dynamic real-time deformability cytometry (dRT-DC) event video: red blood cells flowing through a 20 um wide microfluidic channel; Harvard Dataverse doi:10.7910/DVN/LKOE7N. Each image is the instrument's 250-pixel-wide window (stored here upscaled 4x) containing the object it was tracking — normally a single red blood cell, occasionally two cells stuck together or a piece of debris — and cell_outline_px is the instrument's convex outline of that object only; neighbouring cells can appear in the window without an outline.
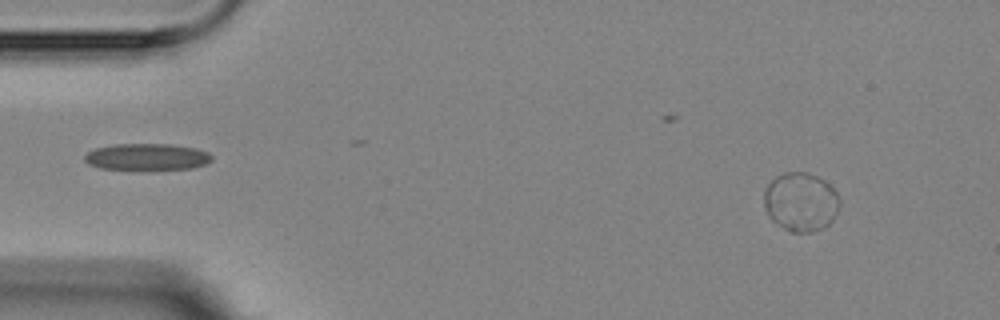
{"species": "Egyptian fruit bat (a non-hibernating species)", "species_latin": "Rousettus aegyptiacus", "temperature_condition": "room temperature", "stored_images_in_passage": 5, "camera_frame_rate_fps": 3000, "um_per_image_px": 0.085, "animal": {"sex": "female"}, "frame": {"image": 1, "passage_image": 1, "time_ms": 0.0, "image_size_px": [1000, 320], "cell_outline_px": [[840, 208], [832, 220], [824, 228], [812, 232], [788, 232], [772, 220], [768, 216], [764, 208], [764, 188], [776, 176], [784, 172], [808, 172], [824, 180], [836, 192], [840, 200]], "centroid_in_image_um": [68.05, 17.17], "position_along_channel_um": 16.9, "area_um2": 26.24}}